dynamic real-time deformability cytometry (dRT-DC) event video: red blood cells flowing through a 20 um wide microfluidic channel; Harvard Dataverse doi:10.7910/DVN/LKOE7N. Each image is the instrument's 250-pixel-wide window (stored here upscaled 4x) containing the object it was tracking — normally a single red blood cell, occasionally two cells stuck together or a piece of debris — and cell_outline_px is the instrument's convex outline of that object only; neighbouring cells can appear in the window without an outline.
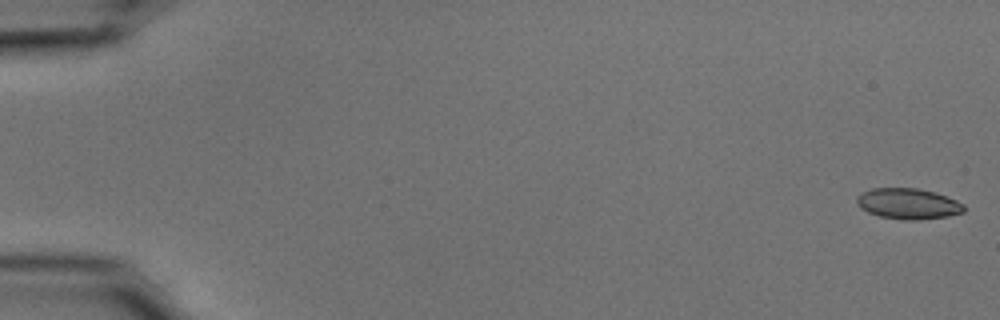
{"species": "common noctule bat (a hibernating species)", "species_latin": "Nyctalus noctula", "temperature_condition": "cold", "stored_images_in_passage": 55, "camera_frame_rate_fps": 3000, "um_per_image_px": 0.085, "animal": {"sex": "male", "body_mass_g": 15.6}, "frame": {"image": 1, "passage_image": 1, "time_ms": 0.0, "image_size_px": [1000, 320], "cell_outline_px": [[964, 212], [948, 216], [916, 220], [904, 220], [880, 216], [868, 212], [860, 208], [856, 204], [856, 196], [872, 188], [916, 188], [936, 192], [956, 200], [964, 204]], "centroid_in_image_um": [77.18, 17.31], "position_along_channel_um": 7.8, "area_um2": 19.25}}
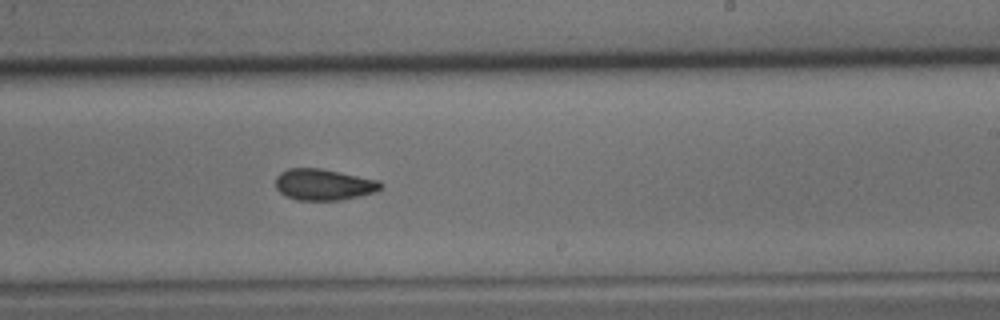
{"frame": {"image": 2, "passage_image": 34, "time_ms": 11.0, "image_size_px": [1000, 320], "cell_outline_px": [[384, 184], [376, 192], [360, 196], [340, 200], [296, 200], [284, 196], [276, 188], [276, 176], [280, 172], [288, 168], [320, 168], [380, 180]], "centroid_in_image_um": [27.51, 15.69], "position_along_channel_um": 261.5, "area_um2": 19.36}}
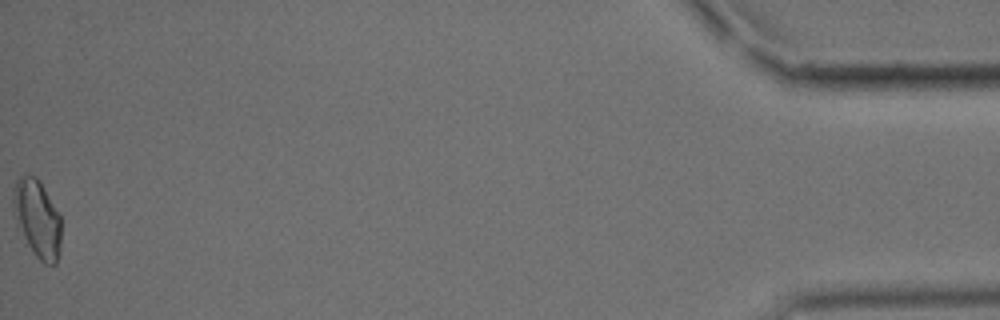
{"frame": {"image": 3, "passage_image": 55, "time_ms": 18.0, "image_size_px": [1000, 320], "cell_outline_px": [[60, 248], [56, 264], [44, 264], [36, 256], [28, 244], [12, 204], [12, 196], [16, 180], [24, 172], [28, 172], [36, 176], [40, 180], [60, 216]], "centroid_in_image_um": [3.18, 18.5], "position_along_channel_um": 432.0, "area_um2": 21.27}, "authors_computed_cell_mechanics": {"area_um2": 19.4786, "velocity_mm_per_s": 3.7138, "shape_relaxation_time_tau1_ms": 6.648, "shape_relaxation_time_tau2_ms": 2.1958, "deformation_change_tau1": 0.1103, "deformation_change_tau2": 0.0652}}